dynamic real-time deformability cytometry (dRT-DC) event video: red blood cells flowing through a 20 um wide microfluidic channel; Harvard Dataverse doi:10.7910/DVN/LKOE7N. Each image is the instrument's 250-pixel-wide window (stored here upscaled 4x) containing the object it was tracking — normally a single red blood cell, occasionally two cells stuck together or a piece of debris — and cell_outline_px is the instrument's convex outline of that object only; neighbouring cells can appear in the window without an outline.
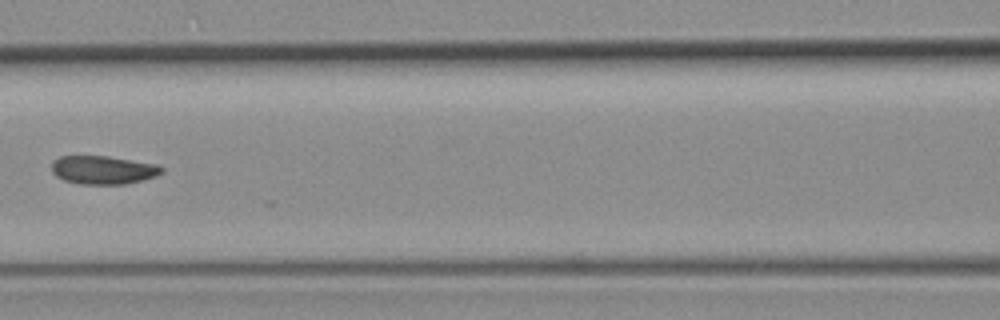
{"species": "common noctule bat (a hibernating species)", "species_latin": "Nyctalus noctula", "temperature_condition": "room temperature", "stored_images_in_passage": 7, "camera_frame_rate_fps": 3000, "um_per_image_px": 0.085, "animal": {"sex": "female", "body_mass_g": 19.3, "forearm_length_mm": 54.1}, "frame": {"image": 1, "passage_image": 7, "time_ms": 7.333, "image_size_px": [1000, 320], "cell_outline_px": [[164, 172], [156, 176], [144, 180], [124, 184], [80, 184], [64, 180], [56, 176], [52, 172], [52, 160], [60, 156], [108, 156], [160, 164], [164, 168]], "centroid_in_image_um": [8.81, 14.44], "position_along_channel_um": 157.8, "area_um2": 18.5}}